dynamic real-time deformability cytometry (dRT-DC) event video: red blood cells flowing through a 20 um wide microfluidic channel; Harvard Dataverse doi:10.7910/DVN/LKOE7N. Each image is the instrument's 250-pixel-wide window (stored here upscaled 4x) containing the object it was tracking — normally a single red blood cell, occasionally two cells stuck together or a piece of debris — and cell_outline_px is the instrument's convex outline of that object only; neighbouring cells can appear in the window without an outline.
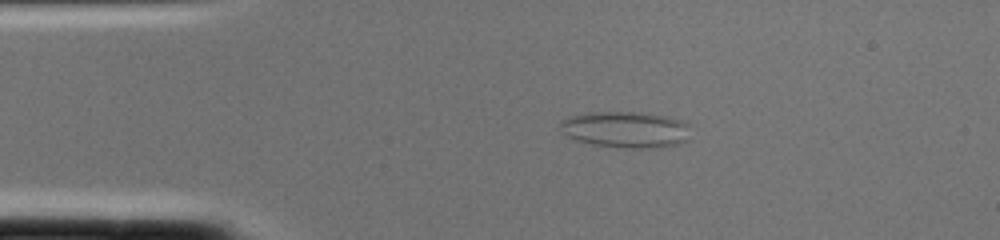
{"species": "common noctule bat (a hibernating species)", "species_latin": "Nyctalus noctula", "temperature_condition": "cold", "stored_images_in_passage": 1, "camera_frame_rate_fps": 3000, "um_per_image_px": 0.085, "animal": {"sex": "female", "body_mass_g": 22.0, "forearm_length_mm": 56.7}, "frame": {"image": 1, "passage_image": 1, "time_ms": 0.0, "image_size_px": [1000, 240], "cell_outline_px": [[688, 140], [680, 144], [660, 148], [616, 148], [592, 144], [576, 140], [568, 136], [560, 128], [560, 120], [568, 116], [588, 112], [640, 112], [668, 116], [684, 120], [688, 124]], "centroid_in_image_um": [53.2, 11.01], "position_along_channel_um": 31.8, "area_um2": 28.09}}